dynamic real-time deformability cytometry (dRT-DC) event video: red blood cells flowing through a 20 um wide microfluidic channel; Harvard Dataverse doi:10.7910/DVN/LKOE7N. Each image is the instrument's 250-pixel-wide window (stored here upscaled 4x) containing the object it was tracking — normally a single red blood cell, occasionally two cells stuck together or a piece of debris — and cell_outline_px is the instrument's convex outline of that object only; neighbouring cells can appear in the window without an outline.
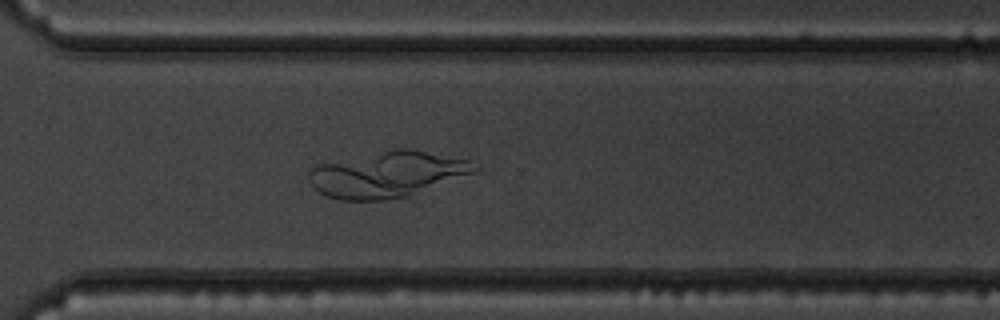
{"species": "common noctule bat (a hibernating species)", "species_latin": "Nyctalus noctula", "temperature_condition": "warm", "stored_images_in_passage": 45, "camera_frame_rate_fps": 3000, "um_per_image_px": 0.085, "animal": {"sex": "male", "body_mass_g": 19.5, "forearm_length_mm": 54.6}, "frame": {"image": 1, "passage_image": 31, "time_ms": 10.0, "image_size_px": [1000, 320], "cell_outline_px": [[480, 168], [476, 172], [408, 196], [380, 200], [340, 200], [328, 196], [312, 188], [308, 180], [308, 172], [316, 164], [396, 148], [408, 148], [472, 160]], "centroid_in_image_um": [32.92, 14.81], "position_along_channel_um": 337.7, "area_um2": 44.45}}
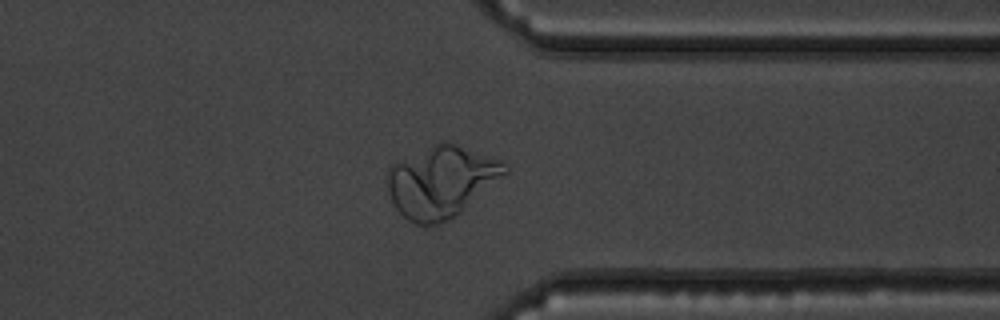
{"frame": {"image": 2, "passage_image": 34, "time_ms": 11.0, "image_size_px": [1000, 320], "cell_outline_px": [[508, 172], [456, 216], [440, 224], [416, 224], [408, 220], [396, 208], [388, 192], [388, 168], [392, 164], [440, 140], [448, 140], [504, 160], [508, 164]], "centroid_in_image_um": [37.54, 15.39], "position_along_channel_um": 373.9, "area_um2": 49.13}}